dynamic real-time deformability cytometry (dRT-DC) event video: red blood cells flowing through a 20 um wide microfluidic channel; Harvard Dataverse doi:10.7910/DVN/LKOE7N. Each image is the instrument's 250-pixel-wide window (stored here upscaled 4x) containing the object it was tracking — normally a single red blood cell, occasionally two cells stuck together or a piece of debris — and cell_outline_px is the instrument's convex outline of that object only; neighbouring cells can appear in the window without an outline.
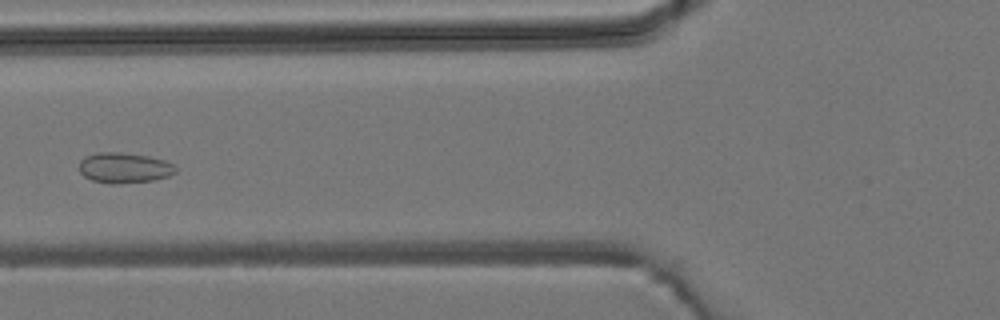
{"species": "common noctule bat (a hibernating species)", "species_latin": "Nyctalus noctula", "temperature_condition": "room temperature", "stored_images_in_passage": 6, "camera_frame_rate_fps": 3000, "um_per_image_px": 0.085, "animal": {"sex": "male", "body_mass_g": 19.2, "forearm_length_mm": 51.8}, "frame": {"image": 1, "passage_image": 6, "time_ms": 6.667, "image_size_px": [1000, 320], "cell_outline_px": [[176, 172], [168, 176], [152, 180], [116, 184], [112, 184], [92, 180], [84, 176], [80, 172], [80, 160], [84, 156], [96, 152], [120, 152], [148, 156], [164, 160], [172, 164], [176, 168]], "centroid_in_image_um": [10.53, 14.25], "position_along_channel_um": 115.3, "area_um2": 17.05}}